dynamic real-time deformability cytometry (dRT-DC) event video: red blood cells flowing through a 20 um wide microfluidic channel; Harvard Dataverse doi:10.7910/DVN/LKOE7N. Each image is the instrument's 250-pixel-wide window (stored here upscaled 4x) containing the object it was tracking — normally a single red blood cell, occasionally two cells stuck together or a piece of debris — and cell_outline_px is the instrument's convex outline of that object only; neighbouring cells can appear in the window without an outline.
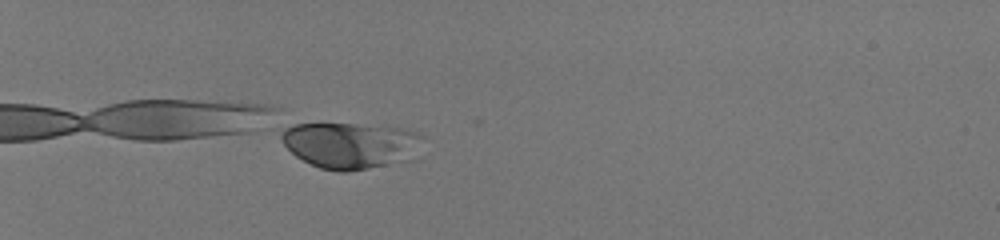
{"species": "human", "species_latin": "Homo sapiens", "temperature_condition": "room temperature", "stored_images_in_passage": 36, "camera_frame_rate_fps": 3000, "um_per_image_px": 0.085, "donor": {"sex": "male"}, "frame": {"image": 1, "passage_image": 1, "time_ms": 0.0, "image_size_px": [1000, 240], "cell_outline_px": [[424, 136], [412, 160], [348, 172], [336, 172], [320, 168], [296, 156], [284, 144], [276, 132], [284, 128], [296, 124], [356, 124], [408, 128]], "centroid_in_image_um": [29.8, 12.34], "position_along_channel_um": 55.2, "area_um2": 38.44}}
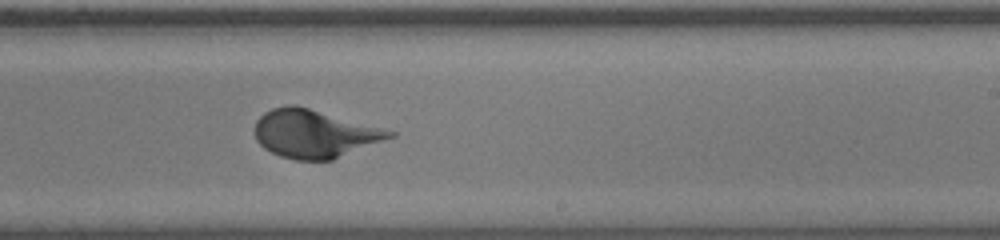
{"frame": {"image": 2, "passage_image": 20, "time_ms": 6.333, "image_size_px": [1000, 240], "cell_outline_px": [[396, 136], [332, 160], [296, 160], [280, 156], [264, 148], [256, 140], [256, 120], [264, 112], [272, 108], [288, 104], [296, 104], [396, 132]], "centroid_in_image_um": [26.71, 11.36], "position_along_channel_um": 262.3, "area_um2": 37.63}}
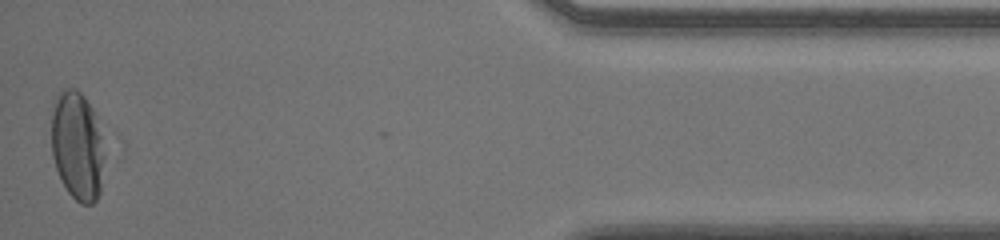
{"frame": {"image": 3, "passage_image": 36, "time_ms": 11.667, "image_size_px": [1000, 240], "cell_outline_px": [[104, 156], [100, 192], [96, 200], [92, 204], [80, 204], [68, 192], [56, 168], [52, 156], [52, 112], [56, 96], [60, 88], [76, 88], [84, 96], [92, 108], [96, 116], [104, 136]], "centroid_in_image_um": [6.59, 12.36], "position_along_channel_um": 428.6, "area_um2": 34.1}}